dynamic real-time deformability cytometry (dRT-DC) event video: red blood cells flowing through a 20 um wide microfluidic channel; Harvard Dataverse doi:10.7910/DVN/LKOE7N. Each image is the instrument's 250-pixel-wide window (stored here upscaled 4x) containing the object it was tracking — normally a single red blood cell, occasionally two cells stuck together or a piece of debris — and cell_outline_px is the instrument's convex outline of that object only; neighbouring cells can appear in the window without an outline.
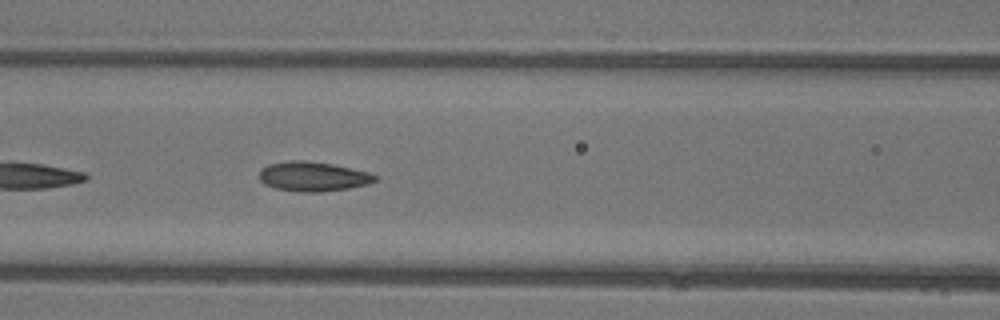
{"species": "common noctule bat (a hibernating species)", "species_latin": "Nyctalus noctula", "temperature_condition": "warm", "stored_images_in_passage": 21, "camera_frame_rate_fps": 3000, "um_per_image_px": 0.085, "animal": {"sex": "female"}, "frame": {"image": 1, "passage_image": 7, "time_ms": 2.0, "image_size_px": [1000, 320], "cell_outline_px": [[376, 180], [368, 184], [348, 188], [324, 192], [304, 192], [276, 188], [264, 184], [260, 180], [260, 168], [268, 164], [288, 160], [308, 160], [332, 164], [368, 172], [376, 176]], "centroid_in_image_um": [26.57, 14.99], "position_along_channel_um": 140.0, "area_um2": 19.94}}
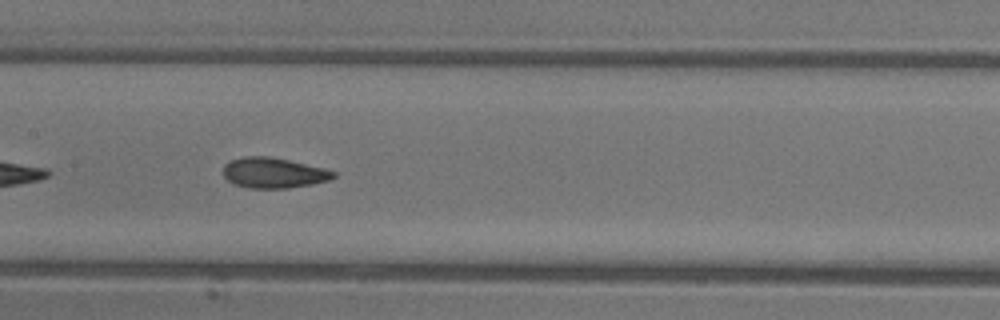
{"frame": {"image": 2, "passage_image": 10, "time_ms": 3.0, "image_size_px": [1000, 320], "cell_outline_px": [[336, 176], [328, 180], [312, 184], [288, 188], [248, 188], [232, 184], [224, 176], [224, 164], [228, 160], [244, 156], [268, 156], [288, 160], [324, 168], [336, 172]], "centroid_in_image_um": [23.22, 14.69], "position_along_channel_um": 184.2, "area_um2": 19.59}}